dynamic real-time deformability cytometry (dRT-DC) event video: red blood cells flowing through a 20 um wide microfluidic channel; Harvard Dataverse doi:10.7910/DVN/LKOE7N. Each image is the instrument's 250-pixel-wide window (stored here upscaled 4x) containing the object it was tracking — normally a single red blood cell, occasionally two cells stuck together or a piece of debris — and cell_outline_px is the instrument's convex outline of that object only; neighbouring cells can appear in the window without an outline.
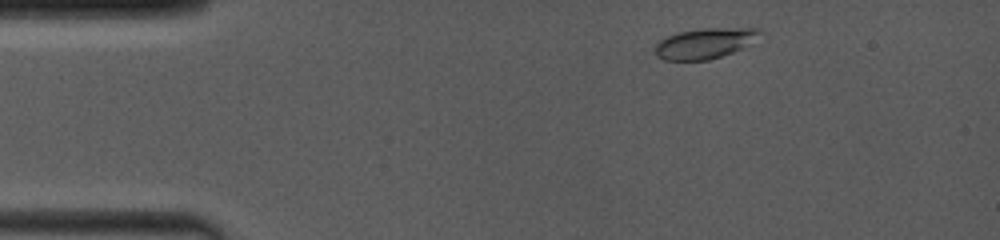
{"species": "common noctule bat (a hibernating species)", "species_latin": "Nyctalus noctula", "temperature_condition": "room temperature", "stored_images_in_passage": 9, "camera_frame_rate_fps": 4000, "um_per_image_px": 0.085, "animal": {"sex": "female", "body_mass_g": 19.0, "forearm_length_mm": 53.3}, "frame": {"image": 1, "passage_image": 2, "time_ms": 0.5, "image_size_px": [1000, 240], "cell_outline_px": [[764, 32], [752, 44], [732, 52], [708, 60], [664, 60], [656, 56], [656, 44], [660, 40], [668, 36], [680, 32], [700, 28], [764, 28]], "centroid_in_image_um": [59.99, 3.67], "position_along_channel_um": 25.0, "area_um2": 18.73}}
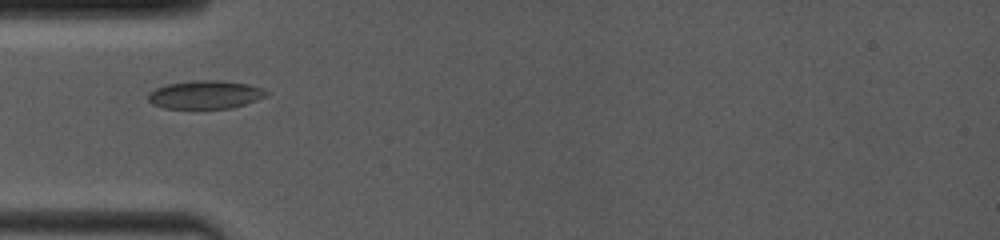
{"frame": {"image": 2, "passage_image": 6, "time_ms": 3.25, "image_size_px": [1000, 240], "cell_outline_px": [[272, 92], [256, 100], [232, 108], [164, 108], [152, 104], [148, 100], [148, 92], [156, 88], [168, 84], [192, 80], [220, 80], [248, 84], [264, 88]], "centroid_in_image_um": [17.46, 8.03], "position_along_channel_um": 67.5, "area_um2": 19.54}}
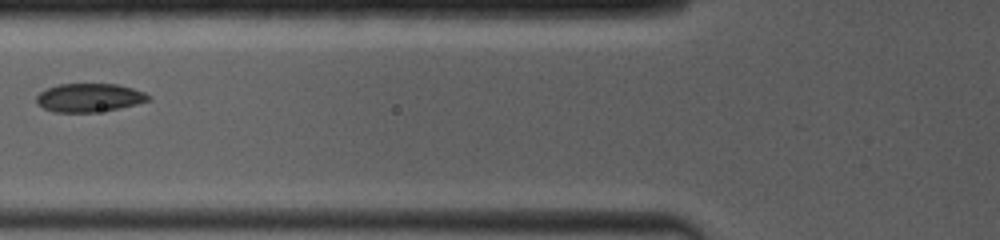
{"frame": {"image": 3, "passage_image": 8, "time_ms": 4.5, "image_size_px": [1000, 240], "cell_outline_px": [[152, 100], [120, 108], [96, 112], [52, 112], [36, 104], [36, 96], [40, 92], [48, 88], [60, 84], [116, 84], [132, 88], [144, 92], [152, 96]], "centroid_in_image_um": [7.6, 8.31], "position_along_channel_um": 118.2, "area_um2": 18.67}}